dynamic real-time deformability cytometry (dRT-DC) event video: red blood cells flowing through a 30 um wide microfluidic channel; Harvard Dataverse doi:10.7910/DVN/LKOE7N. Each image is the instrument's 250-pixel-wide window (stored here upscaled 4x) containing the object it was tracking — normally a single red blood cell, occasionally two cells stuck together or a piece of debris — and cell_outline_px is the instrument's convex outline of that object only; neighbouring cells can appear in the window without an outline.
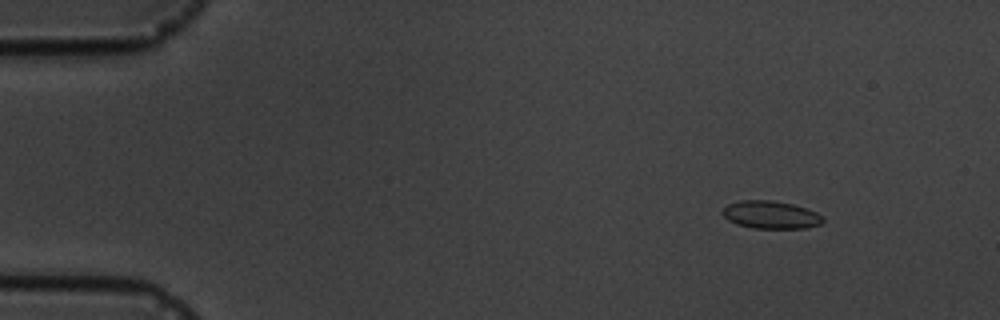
{"species": "common noctule bat (a hibernating species)", "species_latin": "Nyctalus noctula", "temperature_condition": "cold", "stored_images_in_passage": 4, "camera_frame_rate_fps": 3000, "um_per_image_px": 0.085, "animal": {"sex": "male", "body_mass_g": 19.5, "forearm_length_mm": 54.6}, "frame": {"image": 1, "passage_image": 2, "time_ms": 1.0, "image_size_px": [1000, 320], "cell_outline_px": [[824, 220], [820, 224], [808, 228], [752, 228], [736, 224], [728, 220], [720, 212], [728, 204], [740, 200], [772, 200], [792, 204], [808, 208], [824, 216]], "centroid_in_image_um": [65.53, 18.25], "position_along_channel_um": 19.5, "area_um2": 16.42}}
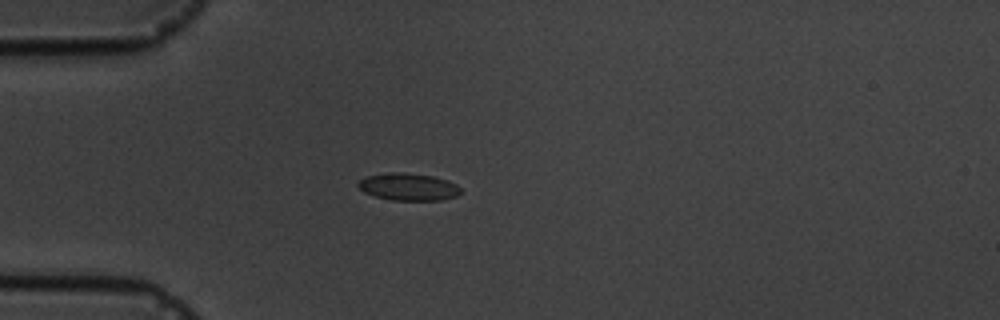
{"frame": {"image": 2, "passage_image": 4, "time_ms": 4.0, "image_size_px": [1000, 320], "cell_outline_px": [[460, 192], [456, 196], [440, 200], [392, 200], [376, 196], [364, 192], [356, 184], [364, 176], [392, 172], [404, 172], [432, 176], [448, 180], [456, 184], [460, 188]], "centroid_in_image_um": [34.7, 15.87], "position_along_channel_um": 50.3, "area_um2": 16.24}}